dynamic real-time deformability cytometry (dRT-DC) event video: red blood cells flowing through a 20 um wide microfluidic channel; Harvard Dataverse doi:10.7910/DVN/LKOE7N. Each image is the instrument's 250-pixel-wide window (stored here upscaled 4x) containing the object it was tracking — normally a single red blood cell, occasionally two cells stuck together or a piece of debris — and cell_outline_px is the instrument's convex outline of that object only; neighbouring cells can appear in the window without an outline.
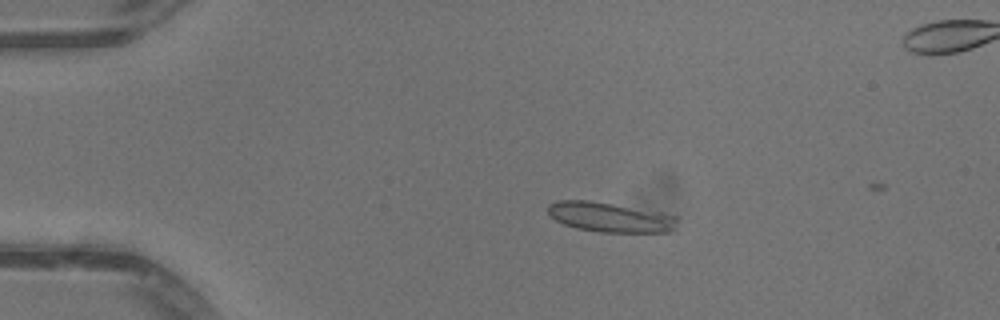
{"species": "common noctule bat (a hibernating species)", "species_latin": "Nyctalus noctula", "temperature_condition": "warm", "stored_images_in_passage": 15, "camera_frame_rate_fps": 3000, "um_per_image_px": 0.085, "animal": {"sex": "male", "body_mass_g": 13.3}, "frame": {"image": 1, "passage_image": 12, "time_ms": 3.667, "image_size_px": [1000, 320], "cell_outline_px": [[676, 220], [672, 228], [668, 232], [600, 232], [576, 228], [564, 224], [556, 220], [548, 212], [548, 204], [560, 200], [588, 200], [660, 212], [676, 216]], "centroid_in_image_um": [51.81, 18.46], "position_along_channel_um": 33.2, "area_um2": 22.02}}